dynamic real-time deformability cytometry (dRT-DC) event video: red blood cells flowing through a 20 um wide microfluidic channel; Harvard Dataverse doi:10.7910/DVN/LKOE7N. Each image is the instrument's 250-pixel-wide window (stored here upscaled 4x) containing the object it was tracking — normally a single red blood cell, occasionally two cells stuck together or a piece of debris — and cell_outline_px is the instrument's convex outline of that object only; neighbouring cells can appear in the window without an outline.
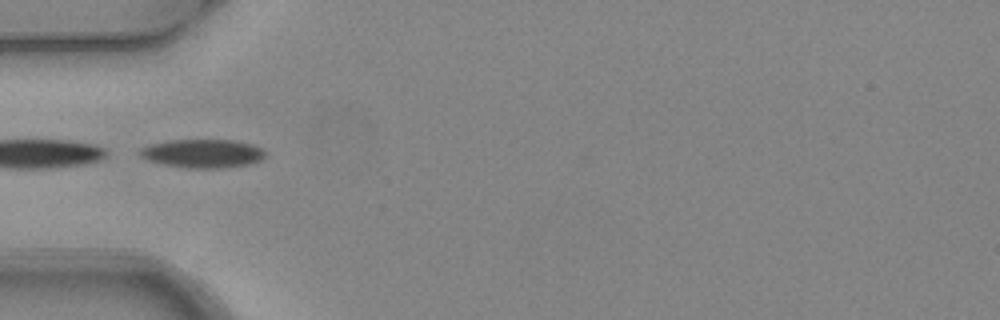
{"species": "common noctule bat (a hibernating species)", "species_latin": "Nyctalus noctula", "temperature_condition": "warm", "stored_images_in_passage": 2, "camera_frame_rate_fps": 3000, "um_per_image_px": 0.085, "animal": {"sex": "female", "body_mass_g": 24.6, "forearm_length_mm": 56.2}, "frame": {"image": 1, "passage_image": 2, "time_ms": 0.333, "image_size_px": [1000, 320], "cell_outline_px": [[268, 156], [260, 160], [248, 164], [220, 168], [188, 168], [164, 164], [148, 160], [140, 156], [136, 152], [140, 148], [148, 144], [168, 140], [232, 140], [252, 144], [260, 148]], "centroid_in_image_um": [17.18, 13.04], "position_along_channel_um": 67.8, "area_um2": 20.92}}